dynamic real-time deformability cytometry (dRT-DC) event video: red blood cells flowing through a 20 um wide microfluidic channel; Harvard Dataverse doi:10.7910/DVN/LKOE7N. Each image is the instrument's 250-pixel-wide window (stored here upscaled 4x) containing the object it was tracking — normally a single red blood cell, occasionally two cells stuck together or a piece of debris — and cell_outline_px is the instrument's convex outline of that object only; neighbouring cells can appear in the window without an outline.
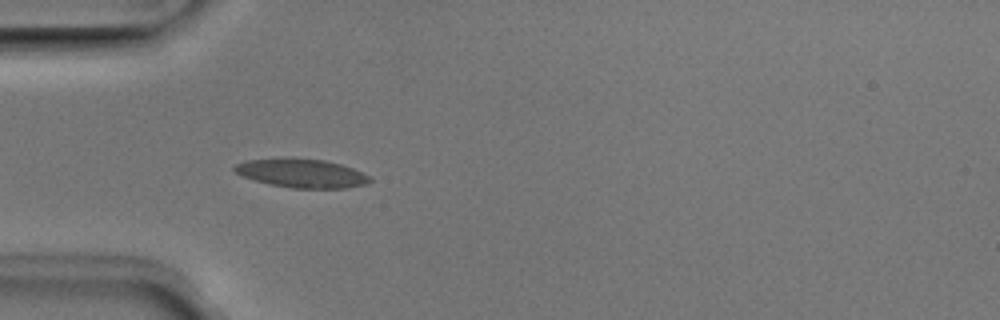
{"species": "Egyptian fruit bat (a non-hibernating species)", "species_latin": "Rousettus aegyptiacus", "temperature_condition": "room temperature", "stored_images_in_passage": 31, "camera_frame_rate_fps": 3000, "um_per_image_px": 0.085, "animal": {"sex": "male"}, "frame": {"image": 1, "passage_image": 1, "time_ms": 0.0, "image_size_px": [1000, 320], "cell_outline_px": [[372, 180], [368, 184], [344, 188], [292, 188], [268, 184], [252, 180], [236, 172], [232, 168], [236, 164], [244, 160], [292, 156], [324, 160], [340, 164], [352, 168], [372, 176]], "centroid_in_image_um": [25.63, 14.7], "position_along_channel_um": 59.4, "area_um2": 23.24}}
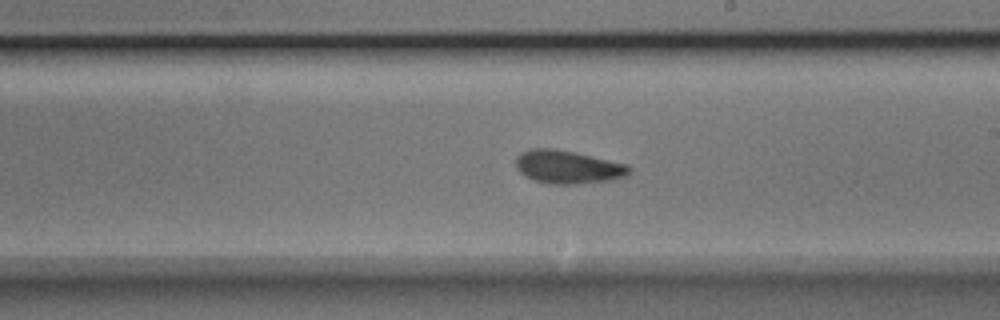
{"frame": {"image": 2, "passage_image": 15, "time_ms": 4.667, "image_size_px": [1000, 320], "cell_outline_px": [[632, 168], [624, 176], [612, 180], [576, 184], [548, 184], [524, 176], [516, 168], [516, 156], [520, 152], [528, 148], [552, 148], [572, 152], [628, 164]], "centroid_in_image_um": [48.22, 14.19], "position_along_channel_um": 240.8, "area_um2": 21.91}}
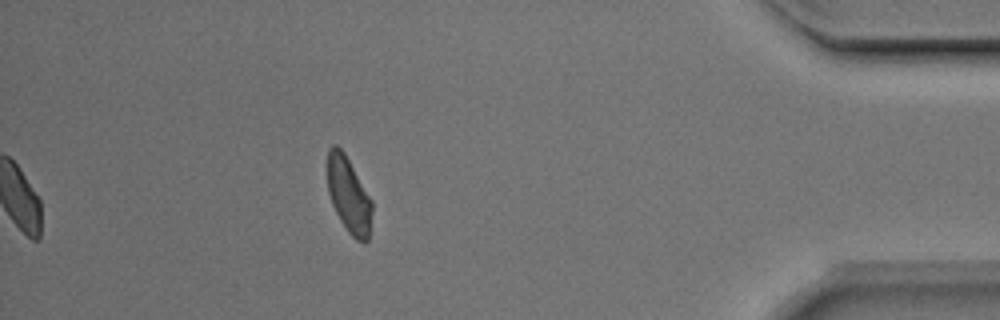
{"frame": {"image": 3, "passage_image": 31, "time_ms": 10.0, "image_size_px": [1000, 320], "cell_outline_px": [[372, 212], [368, 240], [364, 244], [356, 240], [348, 232], [340, 220], [332, 204], [328, 192], [328, 148], [332, 144], [336, 144], [344, 152], [372, 200]], "centroid_in_image_um": [29.64, 16.59], "position_along_channel_um": 405.6, "area_um2": 19.65}, "authors_computed_cell_mechanics": {"area_um2": 21.097, "velocity_mm_per_s": 3.9652, "shape_relaxation_time_tau1_ms": 2.9422, "shape_relaxation_time_tau2_ms": 2.1679, "deformation_change_tau1": 0.1045, "deformation_change_tau2": 0.0736}}